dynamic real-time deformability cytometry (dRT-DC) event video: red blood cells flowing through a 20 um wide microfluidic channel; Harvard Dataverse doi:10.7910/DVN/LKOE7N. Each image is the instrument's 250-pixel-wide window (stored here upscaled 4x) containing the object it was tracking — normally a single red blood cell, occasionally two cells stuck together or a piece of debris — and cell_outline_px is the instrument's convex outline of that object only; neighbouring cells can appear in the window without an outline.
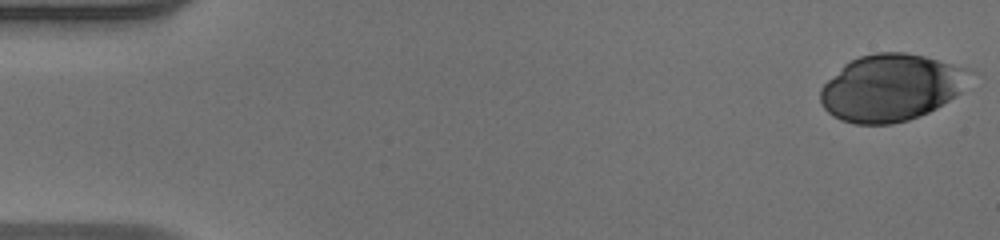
{"species": "human", "species_latin": "Homo sapiens", "temperature_condition": "warm", "stored_images_in_passage": 51, "camera_frame_rate_fps": 3000, "um_per_image_px": 0.085, "donor": {"sex": "male"}, "frame": {"image": 1, "passage_image": 1, "time_ms": 0.0, "image_size_px": [1000, 240], "cell_outline_px": [[972, 72], [960, 92], [936, 108], [928, 112], [908, 120], [892, 124], [856, 124], [840, 120], [832, 116], [820, 104], [820, 88], [844, 64], [860, 56], [876, 52], [904, 52], [924, 56], [968, 68]], "centroid_in_image_um": [75.7, 7.45], "position_along_channel_um": 9.3, "area_um2": 57.97}}
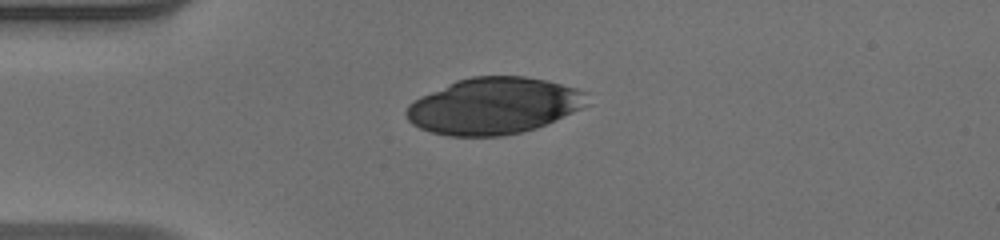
{"frame": {"image": 2, "passage_image": 13, "time_ms": 4.0, "image_size_px": [1000, 240], "cell_outline_px": [[588, 104], [572, 112], [536, 128], [520, 132], [500, 136], [448, 136], [432, 132], [420, 128], [412, 124], [408, 120], [404, 112], [408, 104], [412, 100], [456, 80], [472, 76], [524, 76], [548, 80], [576, 88], [588, 92]], "centroid_in_image_um": [41.95, 8.99], "position_along_channel_um": 43.0, "area_um2": 59.53}}